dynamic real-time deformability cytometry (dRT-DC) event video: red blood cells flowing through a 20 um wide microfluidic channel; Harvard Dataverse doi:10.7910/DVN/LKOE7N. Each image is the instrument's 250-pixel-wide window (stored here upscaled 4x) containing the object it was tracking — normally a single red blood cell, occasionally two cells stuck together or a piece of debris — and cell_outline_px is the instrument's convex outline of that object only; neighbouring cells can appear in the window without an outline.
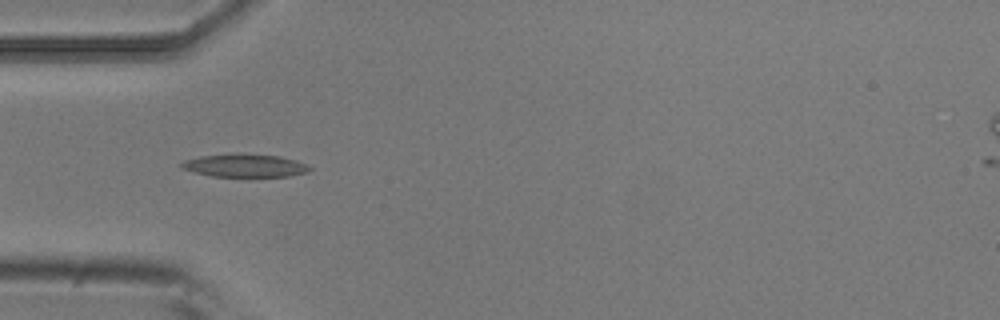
{"species": "common noctule bat (a hibernating species)", "species_latin": "Nyctalus noctula", "temperature_condition": "room temperature", "stored_images_in_passage": 8, "camera_frame_rate_fps": 3000, "um_per_image_px": 0.085, "animal": {"sex": "male", "body_mass_g": 20.5, "forearm_length_mm": 52.5}, "frame": {"image": 1, "passage_image": 3, "time_ms": 0.667, "image_size_px": [1000, 320], "cell_outline_px": [[312, 168], [308, 172], [288, 176], [212, 176], [192, 172], [180, 168], [180, 164], [184, 160], [200, 156], [280, 156], [296, 160]], "centroid_in_image_um": [20.79, 14.11], "position_along_channel_um": 64.2, "area_um2": 16.24}}
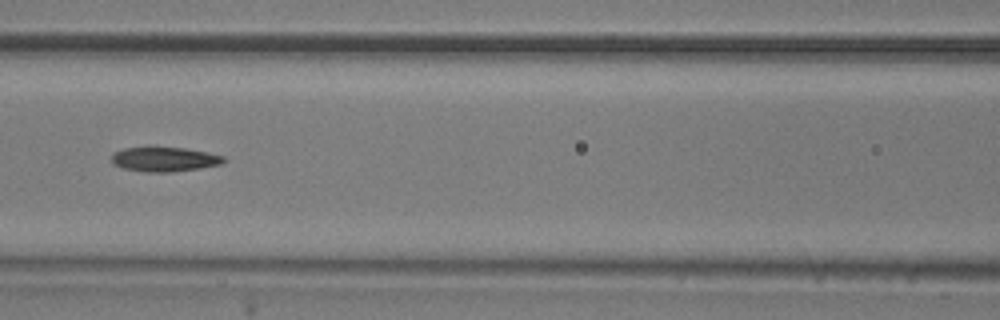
{"frame": {"image": 2, "passage_image": 5, "time_ms": 1.333, "image_size_px": [1000, 320], "cell_outline_px": [[228, 160], [220, 164], [200, 168], [172, 172], [148, 172], [124, 168], [112, 164], [112, 152], [124, 148], [184, 148], [224, 156]], "centroid_in_image_um": [13.97, 13.55], "position_along_channel_um": 152.6, "area_um2": 15.78}}
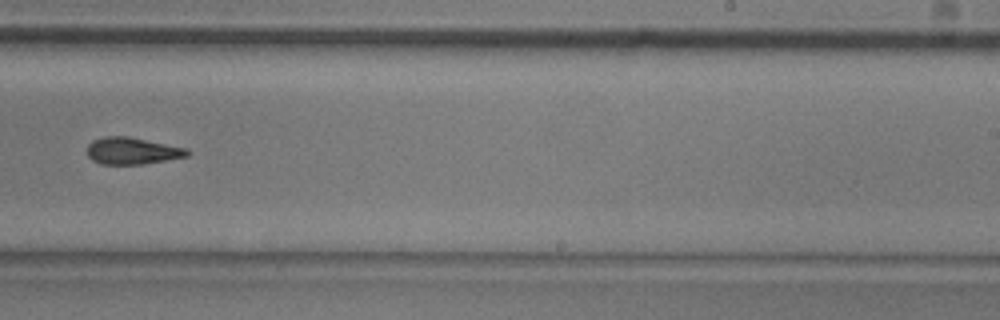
{"frame": {"image": 3, "passage_image": 8, "time_ms": 2.333, "image_size_px": [1000, 320], "cell_outline_px": [[192, 152], [188, 156], [140, 164], [100, 164], [92, 160], [88, 156], [88, 144], [92, 140], [104, 136], [128, 136], [188, 148]], "centroid_in_image_um": [11.24, 12.81], "position_along_channel_um": 277.8, "area_um2": 15.72}}